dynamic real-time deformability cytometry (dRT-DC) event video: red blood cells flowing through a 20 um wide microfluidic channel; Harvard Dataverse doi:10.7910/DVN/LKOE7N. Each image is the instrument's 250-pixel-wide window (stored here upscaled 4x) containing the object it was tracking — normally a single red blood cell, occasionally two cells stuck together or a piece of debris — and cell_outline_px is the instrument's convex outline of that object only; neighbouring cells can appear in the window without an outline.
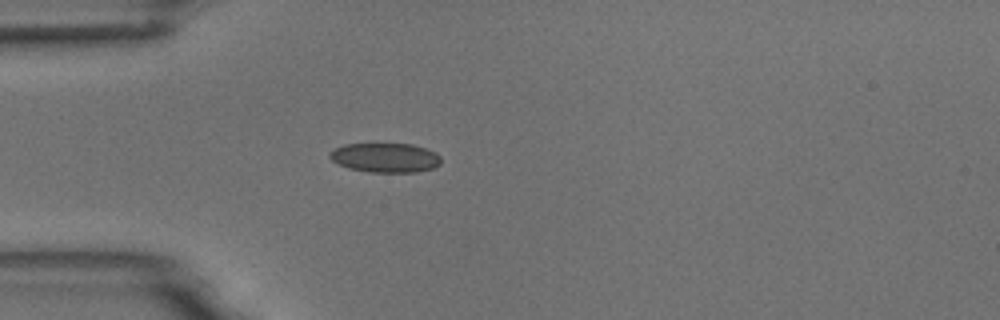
{"species": "common noctule bat (a hibernating species)", "species_latin": "Nyctalus noctula", "temperature_condition": "room temperature", "stored_images_in_passage": 3, "camera_frame_rate_fps": 3000, "um_per_image_px": 0.085, "animal": {"sex": "male", "body_mass_g": 18.8}, "frame": {"image": 1, "passage_image": 3, "time_ms": 2.333, "image_size_px": [1000, 320], "cell_outline_px": [[440, 164], [432, 168], [416, 172], [368, 172], [348, 168], [332, 160], [328, 156], [328, 152], [344, 144], [412, 144], [436, 152], [440, 156]], "centroid_in_image_um": [32.74, 13.4], "position_along_channel_um": 52.3, "area_um2": 19.02}}